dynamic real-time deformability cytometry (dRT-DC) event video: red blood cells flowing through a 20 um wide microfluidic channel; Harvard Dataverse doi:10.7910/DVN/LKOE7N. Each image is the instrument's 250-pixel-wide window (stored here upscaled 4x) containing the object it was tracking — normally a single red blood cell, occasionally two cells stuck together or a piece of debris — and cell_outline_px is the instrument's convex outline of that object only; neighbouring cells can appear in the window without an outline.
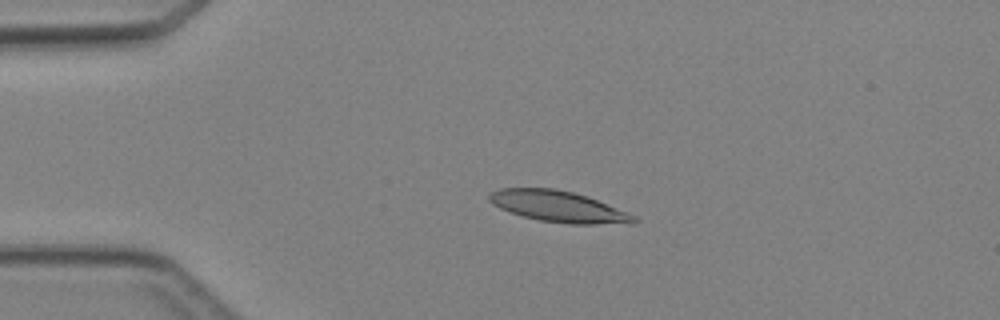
{"species": "Egyptian fruit bat (a non-hibernating species)", "species_latin": "Rousettus aegyptiacus", "temperature_condition": "cold", "stored_images_in_passage": 5, "camera_frame_rate_fps": 3000, "um_per_image_px": 0.085, "animal": {"sex": "female"}, "frame": {"image": 1, "passage_image": 3, "time_ms": 3.0, "image_size_px": [1000, 320], "cell_outline_px": [[640, 220], [636, 224], [572, 224], [540, 220], [524, 216], [500, 208], [492, 204], [488, 200], [488, 192], [500, 188], [552, 188], [572, 192], [588, 196], [628, 212], [636, 216]], "centroid_in_image_um": [47.52, 17.56], "position_along_channel_um": 37.5, "area_um2": 26.41}}
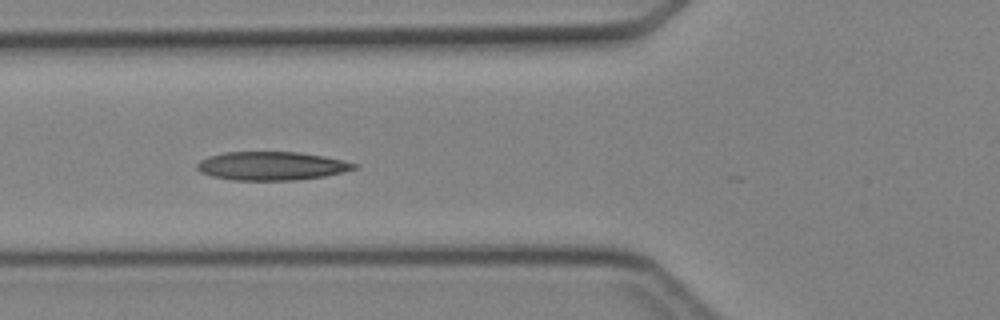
{"frame": {"image": 2, "passage_image": 5, "time_ms": 5.333, "image_size_px": [1000, 320], "cell_outline_px": [[360, 164], [356, 168], [324, 176], [296, 180], [232, 180], [212, 176], [200, 172], [196, 168], [196, 164], [200, 160], [208, 156], [224, 152], [300, 152], [324, 156]], "centroid_in_image_um": [23.05, 14.1], "position_along_channel_um": 102.7, "area_um2": 26.13}}